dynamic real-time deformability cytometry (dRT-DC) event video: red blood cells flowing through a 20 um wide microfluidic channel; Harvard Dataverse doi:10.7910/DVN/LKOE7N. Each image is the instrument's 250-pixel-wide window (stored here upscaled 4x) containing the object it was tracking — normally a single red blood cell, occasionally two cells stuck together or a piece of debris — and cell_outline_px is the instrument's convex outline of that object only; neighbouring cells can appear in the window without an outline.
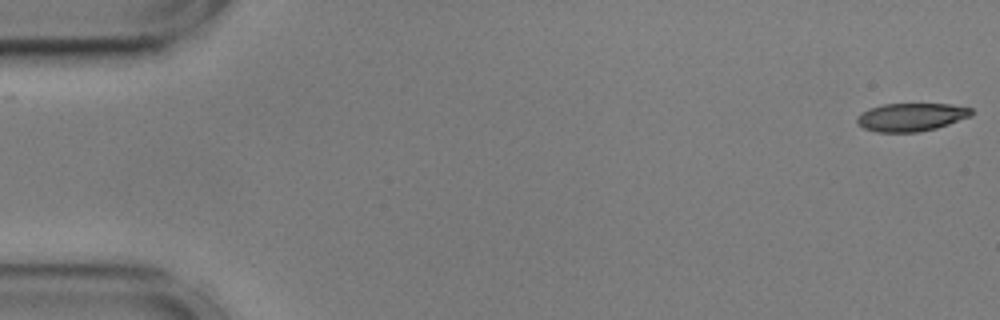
{"species": "common noctule bat (a hibernating species)", "species_latin": "Nyctalus noctula", "temperature_condition": "cold", "stored_images_in_passage": 16, "camera_frame_rate_fps": 3000, "um_per_image_px": 0.085, "animal": {"sex": "male", "body_mass_g": 17.9, "forearm_length_mm": 54.2}, "frame": {"image": 1, "passage_image": 1, "time_ms": 0.0, "image_size_px": [1000, 320], "cell_outline_px": [[976, 112], [972, 116], [936, 128], [916, 132], [876, 132], [864, 128], [856, 124], [856, 116], [860, 112], [868, 108], [884, 104], [952, 104], [972, 108]], "centroid_in_image_um": [77.44, 9.94], "position_along_channel_um": 7.6, "area_um2": 19.02}}
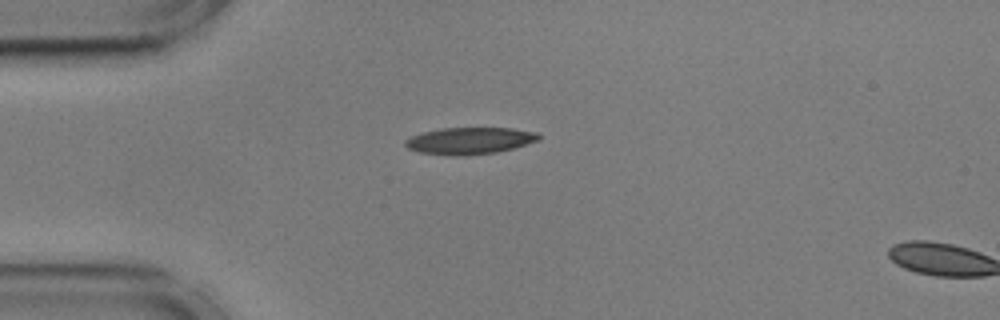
{"frame": {"image": 2, "passage_image": 14, "time_ms": 4.333, "image_size_px": [1000, 320], "cell_outline_px": [[540, 140], [512, 148], [496, 152], [464, 156], [456, 156], [420, 152], [408, 148], [404, 144], [404, 140], [412, 136], [424, 132], [440, 128], [512, 128], [536, 132], [540, 136]], "centroid_in_image_um": [39.92, 11.96], "position_along_channel_um": 45.1, "area_um2": 20.75}}